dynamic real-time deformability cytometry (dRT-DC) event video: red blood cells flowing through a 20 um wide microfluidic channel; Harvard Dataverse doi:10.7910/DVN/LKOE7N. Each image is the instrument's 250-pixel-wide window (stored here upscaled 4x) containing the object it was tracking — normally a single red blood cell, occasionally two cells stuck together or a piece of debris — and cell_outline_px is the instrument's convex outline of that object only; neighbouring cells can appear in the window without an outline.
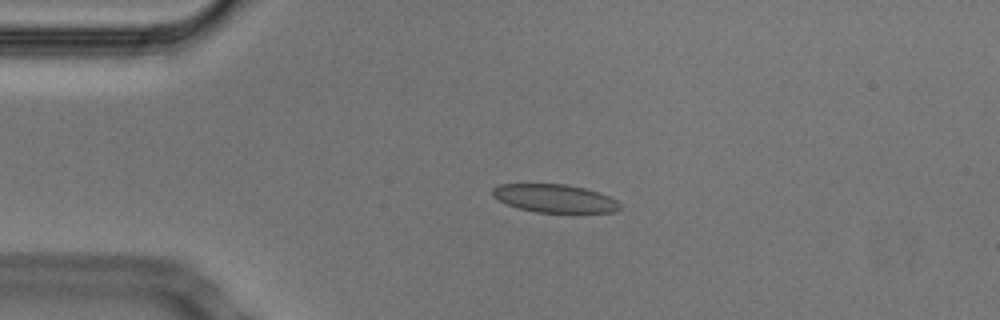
{"species": "Egyptian fruit bat (a non-hibernating species)", "species_latin": "Rousettus aegyptiacus", "temperature_condition": "cold", "stored_images_in_passage": 52, "camera_frame_rate_fps": 3000, "um_per_image_px": 0.085, "animal": {"sex": "male"}, "frame": {"image": 1, "passage_image": 11, "time_ms": 3.333, "image_size_px": [1000, 320], "cell_outline_px": [[620, 208], [612, 212], [536, 212], [516, 208], [492, 196], [492, 188], [500, 184], [564, 184], [584, 188], [608, 196], [616, 200], [620, 204]], "centroid_in_image_um": [47.1, 16.86], "position_along_channel_um": 37.9, "area_um2": 20.63}}
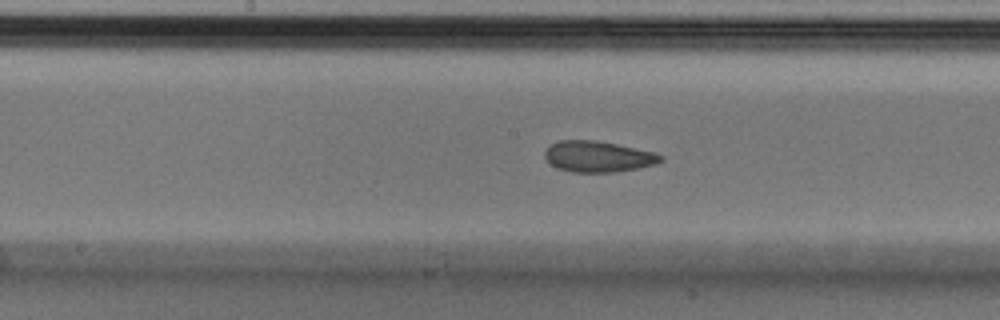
{"frame": {"image": 2, "passage_image": 26, "time_ms": 8.333, "image_size_px": [1000, 320], "cell_outline_px": [[664, 160], [656, 164], [616, 172], [572, 172], [556, 168], [544, 156], [544, 152], [552, 144], [560, 140], [596, 140], [616, 144], [652, 152], [664, 156]], "centroid_in_image_um": [50.83, 13.31], "position_along_channel_um": 197.4, "area_um2": 20.75}}
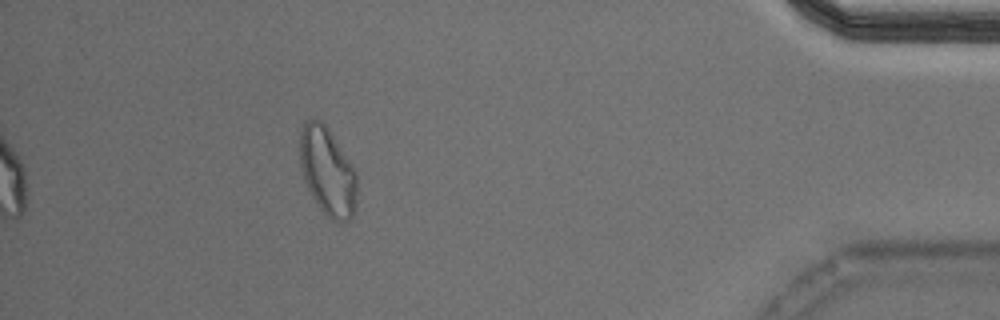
{"frame": {"image": 3, "passage_image": 47, "time_ms": 15.333, "image_size_px": [1000, 320], "cell_outline_px": [[356, 208], [352, 216], [348, 220], [332, 220], [316, 204], [304, 180], [300, 168], [300, 132], [304, 120], [316, 116], [324, 124], [356, 172]], "centroid_in_image_um": [27.8, 14.55], "position_along_channel_um": 407.4, "area_um2": 29.02}, "authors_computed_cell_mechanics": {"area_um2": 21.7617, "velocity_mm_per_s": 3.7468, "shape_relaxation_time_tau1_ms": null, "shape_relaxation_time_tau2_ms": 2.137, "deformation_change_tau1": null, "deformation_change_tau2": 0.063}}